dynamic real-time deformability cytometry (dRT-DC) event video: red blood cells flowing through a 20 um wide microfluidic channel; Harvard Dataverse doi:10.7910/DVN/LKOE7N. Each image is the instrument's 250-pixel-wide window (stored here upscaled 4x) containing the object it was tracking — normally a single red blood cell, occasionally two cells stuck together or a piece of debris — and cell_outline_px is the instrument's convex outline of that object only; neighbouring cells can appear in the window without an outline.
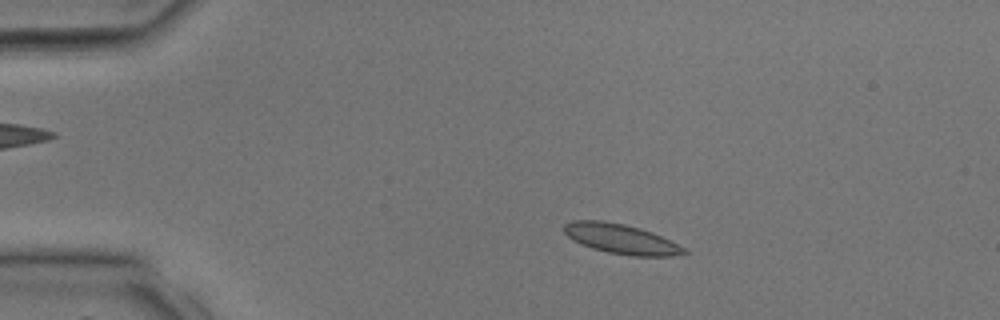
{"species": "common noctule bat (a hibernating species)", "species_latin": "Nyctalus noctula", "temperature_condition": "room temperature", "stored_images_in_passage": 32, "camera_frame_rate_fps": 3000, "um_per_image_px": 0.085, "animal": {"sex": "male", "body_mass_g": 17.9, "forearm_length_mm": 54.2}, "frame": {"image": 1, "passage_image": 5, "time_ms": 1.333, "image_size_px": [1000, 320], "cell_outline_px": [[688, 252], [672, 256], [632, 256], [608, 252], [592, 248], [572, 240], [564, 232], [564, 224], [572, 220], [604, 220], [624, 224], [640, 228], [652, 232], [684, 248]], "centroid_in_image_um": [52.74, 20.3], "position_along_channel_um": 32.3, "area_um2": 20.63}}
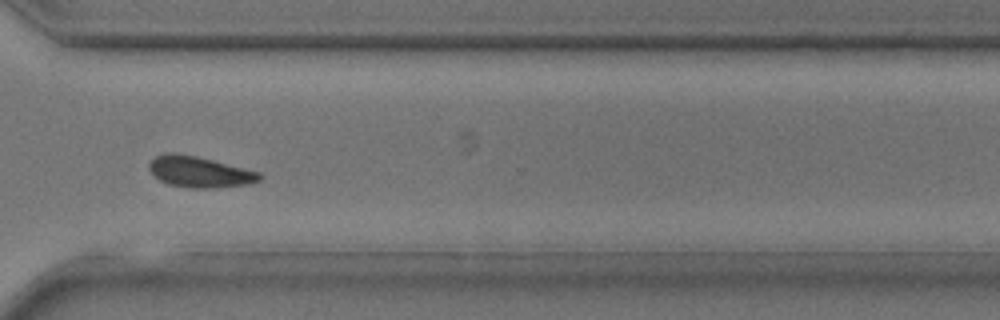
{"frame": {"image": 2, "passage_image": 24, "time_ms": 7.667, "image_size_px": [1000, 320], "cell_outline_px": [[264, 176], [260, 180], [248, 184], [216, 188], [192, 188], [168, 184], [152, 176], [148, 168], [148, 164], [156, 156], [164, 152], [176, 152], [196, 156], [260, 172]], "centroid_in_image_um": [16.93, 14.61], "position_along_channel_um": 353.7, "area_um2": 20.11}}
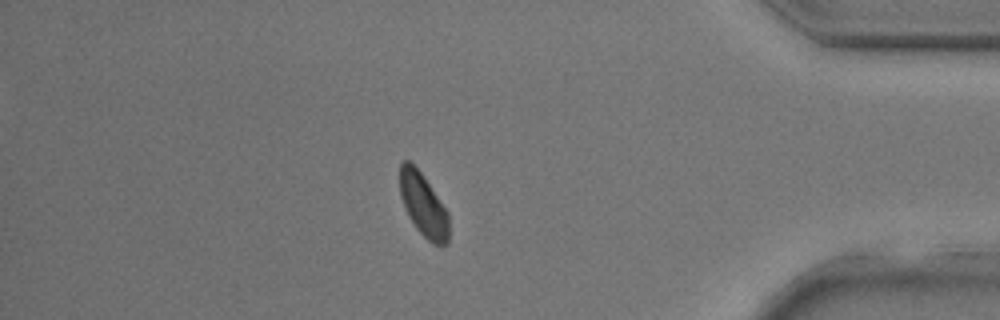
{"frame": {"image": 3, "passage_image": 28, "time_ms": 9.0, "image_size_px": [1000, 320], "cell_outline_px": [[448, 244], [432, 244], [416, 228], [408, 216], [404, 208], [400, 196], [400, 164], [404, 160], [408, 160], [424, 176], [448, 212]], "centroid_in_image_um": [35.97, 17.42], "position_along_channel_um": 399.2, "area_um2": 17.92}}